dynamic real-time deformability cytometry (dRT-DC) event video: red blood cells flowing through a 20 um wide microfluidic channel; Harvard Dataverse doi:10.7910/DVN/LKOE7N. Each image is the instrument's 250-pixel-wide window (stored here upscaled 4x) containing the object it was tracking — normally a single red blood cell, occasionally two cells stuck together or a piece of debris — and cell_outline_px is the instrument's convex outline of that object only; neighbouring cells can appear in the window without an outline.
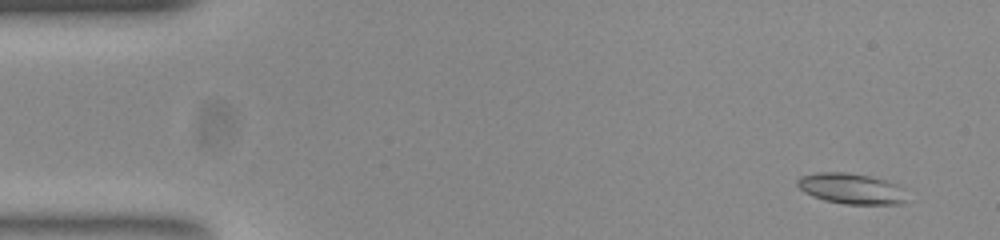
{"species": "common noctule bat (a hibernating species)", "species_latin": "Nyctalus noctula", "temperature_condition": "room temperature", "stored_images_in_passage": 14, "camera_frame_rate_fps": 3000, "um_per_image_px": 0.085, "animal": {"sex": "female", "body_mass_g": 23.0, "forearm_length_mm": 53.4}, "frame": {"image": 1, "passage_image": 1, "time_ms": 0.0, "image_size_px": [1000, 240], "cell_outline_px": [[908, 200], [904, 204], [844, 204], [824, 200], [812, 196], [804, 192], [796, 184], [796, 180], [800, 176], [820, 172], [848, 172], [868, 176], [884, 180], [896, 184], [904, 188]], "centroid_in_image_um": [72.38, 16.04], "position_along_channel_um": 12.6, "area_um2": 19.77}}